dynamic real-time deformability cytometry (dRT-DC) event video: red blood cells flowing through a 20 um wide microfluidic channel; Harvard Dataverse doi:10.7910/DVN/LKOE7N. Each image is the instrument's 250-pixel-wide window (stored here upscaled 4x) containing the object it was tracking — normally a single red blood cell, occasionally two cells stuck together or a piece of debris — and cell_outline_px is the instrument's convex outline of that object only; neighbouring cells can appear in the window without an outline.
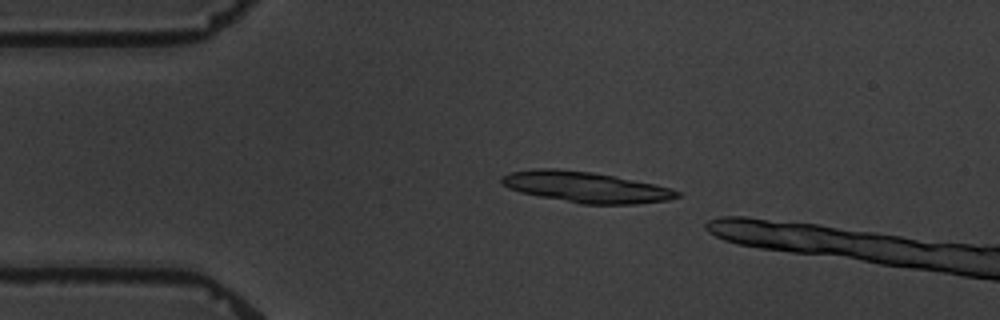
{"species": "common noctule bat (a hibernating species)", "species_latin": "Nyctalus noctula", "temperature_condition": "warm", "stored_images_in_passage": 5, "camera_frame_rate_fps": 3000, "um_per_image_px": 0.085, "animal": {"sex": "male", "body_mass_g": 19.5, "forearm_length_mm": 54.6}, "frame": {"image": 1, "passage_image": 3, "time_ms": 3.333, "image_size_px": [1000, 320], "cell_outline_px": [[680, 196], [668, 200], [636, 204], [580, 204], [520, 192], [508, 188], [500, 184], [500, 176], [508, 172], [532, 168], [556, 168], [592, 172], [616, 176], [672, 188], [680, 192]], "centroid_in_image_um": [49.73, 15.89], "position_along_channel_um": 35.3, "area_um2": 31.79}}